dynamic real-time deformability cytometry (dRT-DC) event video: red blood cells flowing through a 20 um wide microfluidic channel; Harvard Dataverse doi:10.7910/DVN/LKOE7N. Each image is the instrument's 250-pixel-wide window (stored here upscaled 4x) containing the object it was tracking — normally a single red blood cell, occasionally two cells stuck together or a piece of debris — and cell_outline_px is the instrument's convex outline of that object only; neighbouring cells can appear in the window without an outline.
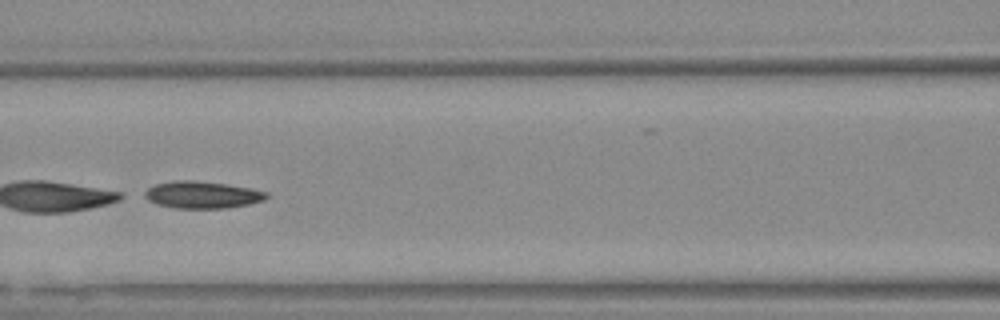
{"species": "Egyptian fruit bat (a non-hibernating species)", "species_latin": "Rousettus aegyptiacus", "temperature_condition": "warm", "stored_images_in_passage": 53, "segment_of_instrument_passage": [2, 2], "camera_frame_rate_fps": 3000, "um_per_image_px": 0.085, "animal": {"sex": "female"}, "frame": {"image": 1, "passage_image": 24, "time_ms": 7.667, "image_size_px": [1000, 320], "cell_outline_px": [[268, 196], [264, 200], [248, 204], [224, 208], [176, 208], [156, 204], [140, 196], [140, 192], [156, 184], [176, 180], [192, 180], [228, 184], [268, 192]], "centroid_in_image_um": [17.11, 16.55], "position_along_channel_um": 149.5, "area_um2": 19.31}}